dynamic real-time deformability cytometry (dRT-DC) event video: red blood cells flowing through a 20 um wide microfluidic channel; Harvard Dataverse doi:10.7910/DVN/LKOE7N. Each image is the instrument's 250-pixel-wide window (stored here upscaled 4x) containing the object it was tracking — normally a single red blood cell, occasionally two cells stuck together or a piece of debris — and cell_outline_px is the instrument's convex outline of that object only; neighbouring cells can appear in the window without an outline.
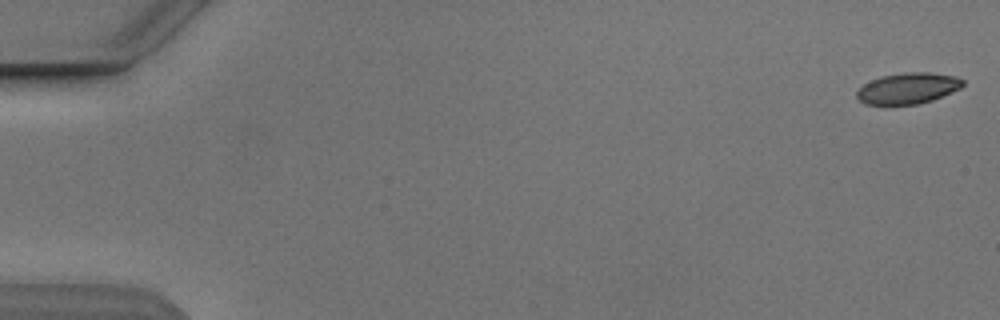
{"species": "Egyptian fruit bat (a non-hibernating species)", "species_latin": "Rousettus aegyptiacus", "temperature_condition": "cold", "stored_images_in_passage": 6, "camera_frame_rate_fps": 3000, "um_per_image_px": 0.085, "animal": {"sex": "male"}, "frame": {"image": 1, "passage_image": 1, "time_ms": 0.0, "image_size_px": [1000, 320], "cell_outline_px": [[964, 84], [960, 88], [932, 100], [916, 104], [864, 104], [856, 96], [856, 92], [864, 84], [880, 76], [904, 72], [928, 72], [956, 76], [964, 80]], "centroid_in_image_um": [77.17, 7.49], "position_along_channel_um": 7.8, "area_um2": 19.02}}
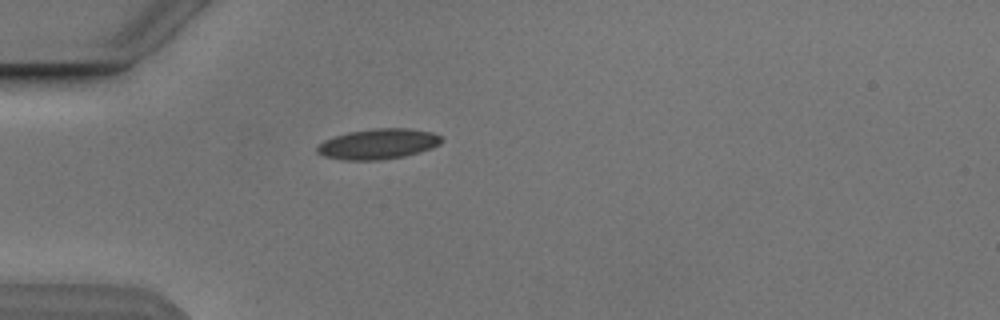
{"frame": {"image": 2, "passage_image": 5, "time_ms": 5.0, "image_size_px": [1000, 320], "cell_outline_px": [[444, 140], [440, 144], [432, 148], [420, 152], [404, 156], [380, 160], [344, 160], [324, 156], [316, 152], [316, 148], [324, 140], [348, 132], [376, 128], [408, 128], [432, 132], [440, 136]], "centroid_in_image_um": [32.16, 12.24], "position_along_channel_um": 52.8, "area_um2": 22.02}}